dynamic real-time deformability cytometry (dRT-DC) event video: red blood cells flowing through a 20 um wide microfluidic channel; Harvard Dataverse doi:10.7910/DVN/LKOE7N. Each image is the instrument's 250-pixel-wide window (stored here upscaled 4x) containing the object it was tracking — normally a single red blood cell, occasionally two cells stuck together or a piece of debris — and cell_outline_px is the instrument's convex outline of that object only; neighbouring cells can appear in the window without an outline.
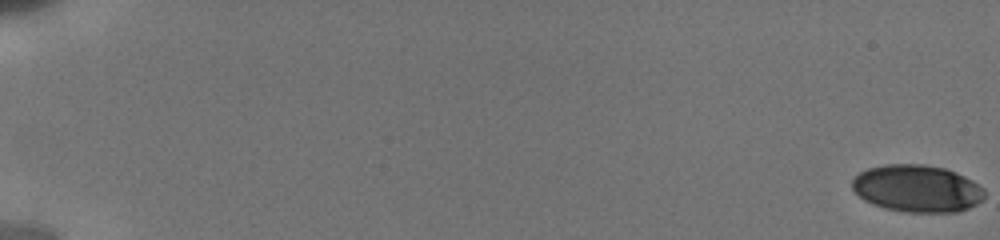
{"species": "human", "species_latin": "Homo sapiens", "temperature_condition": "cold", "stored_images_in_passage": 45, "camera_frame_rate_fps": 3000, "um_per_image_px": 0.085, "donor": {"sex": "male"}, "frame": {"image": 1, "passage_image": 1, "time_ms": 0.0, "image_size_px": [1000, 240], "cell_outline_px": [[984, 196], [976, 204], [960, 212], [904, 212], [884, 208], [872, 204], [864, 200], [852, 188], [852, 180], [860, 172], [868, 168], [884, 164], [924, 164], [944, 168], [956, 172], [972, 180], [984, 188]], "centroid_in_image_um": [77.95, 16.02], "position_along_channel_um": 7.1, "area_um2": 36.47}}
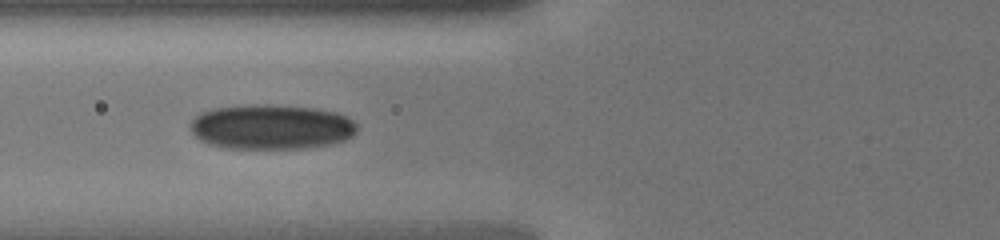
{"frame": {"image": 2, "passage_image": 33, "time_ms": 8.0, "image_size_px": [1000, 240], "cell_outline_px": [[356, 132], [352, 136], [344, 140], [332, 144], [304, 148], [224, 148], [208, 144], [200, 140], [192, 132], [188, 124], [200, 112], [212, 108], [252, 104], [268, 104], [316, 108], [336, 112], [352, 120], [356, 124]], "centroid_in_image_um": [23.03, 10.78], "position_along_channel_um": 102.8, "area_um2": 43.87}}
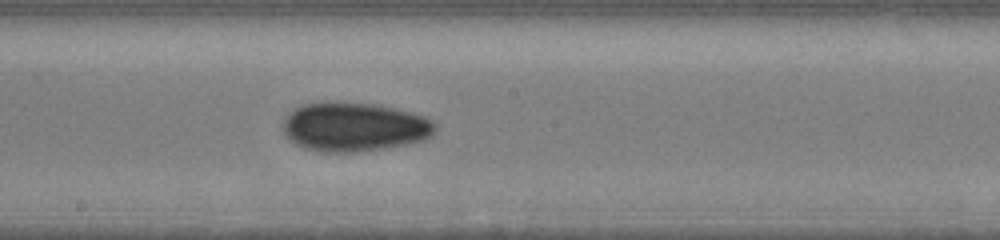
{"frame": {"image": 3, "passage_image": 44, "time_ms": 11.0, "image_size_px": [1000, 240], "cell_outline_px": [[436, 132], [432, 136], [424, 140], [384, 148], [352, 152], [320, 152], [304, 148], [296, 144], [284, 132], [284, 120], [288, 112], [304, 104], [328, 100], [376, 104], [396, 108], [424, 116], [436, 120]], "centroid_in_image_um": [30.14, 10.76], "position_along_channel_um": 218.1, "area_um2": 43.93}}